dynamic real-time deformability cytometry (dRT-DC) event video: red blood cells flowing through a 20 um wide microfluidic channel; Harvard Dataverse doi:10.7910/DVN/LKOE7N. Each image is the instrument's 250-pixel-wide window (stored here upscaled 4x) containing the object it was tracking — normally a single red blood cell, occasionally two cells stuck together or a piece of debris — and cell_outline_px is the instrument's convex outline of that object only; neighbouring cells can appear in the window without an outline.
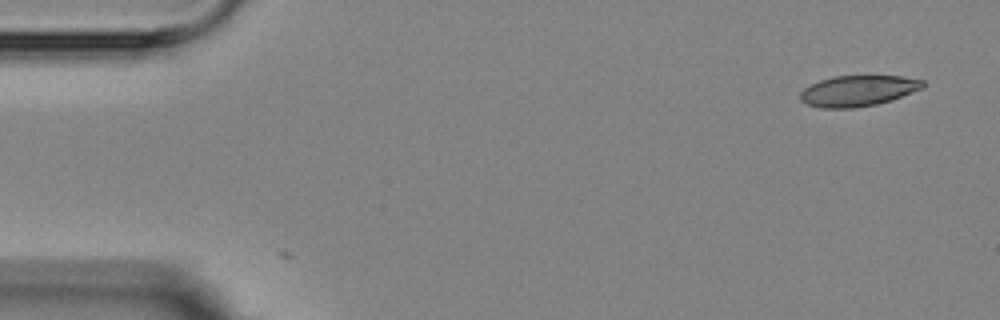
{"species": "Egyptian fruit bat (a non-hibernating species)", "species_latin": "Rousettus aegyptiacus", "temperature_condition": "room temperature", "stored_images_in_passage": 9, "camera_frame_rate_fps": 3000, "um_per_image_px": 0.085, "animal": {"sex": "female"}, "frame": {"image": 1, "passage_image": 1, "time_ms": 0.0, "image_size_px": [1000, 320], "cell_outline_px": [[924, 88], [892, 100], [876, 104], [852, 108], [820, 108], [808, 104], [800, 100], [800, 92], [804, 88], [820, 80], [832, 76], [900, 76], [924, 80]], "centroid_in_image_um": [72.94, 7.72], "position_along_channel_um": 12.1, "area_um2": 22.02}}
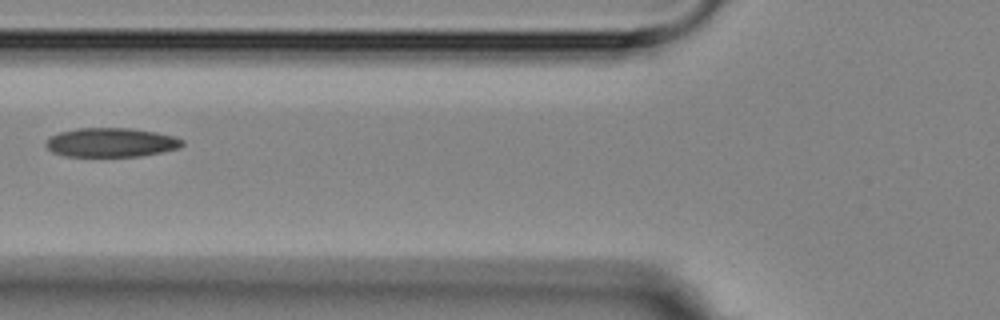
{"frame": {"image": 2, "passage_image": 6, "time_ms": 6.0, "image_size_px": [1000, 320], "cell_outline_px": [[184, 144], [180, 148], [140, 156], [64, 156], [52, 152], [44, 144], [52, 136], [60, 132], [76, 128], [132, 128], [156, 132], [176, 136], [184, 140]], "centroid_in_image_um": [9.48, 12.1], "position_along_channel_um": 116.3, "area_um2": 23.18}}
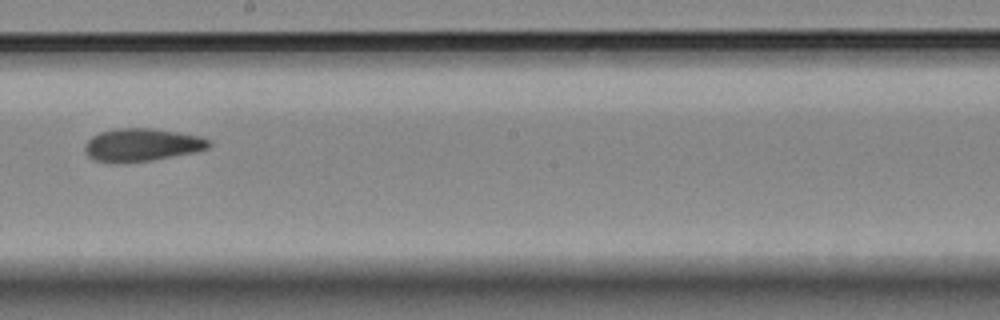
{"frame": {"image": 3, "passage_image": 9, "time_ms": 9.333, "image_size_px": [1000, 320], "cell_outline_px": [[212, 144], [208, 148], [196, 152], [152, 160], [116, 164], [108, 164], [92, 160], [84, 152], [84, 144], [92, 136], [100, 132], [120, 128], [152, 128], [200, 136], [208, 140]], "centroid_in_image_um": [12.0, 12.34], "position_along_channel_um": 236.2, "area_um2": 24.1}}